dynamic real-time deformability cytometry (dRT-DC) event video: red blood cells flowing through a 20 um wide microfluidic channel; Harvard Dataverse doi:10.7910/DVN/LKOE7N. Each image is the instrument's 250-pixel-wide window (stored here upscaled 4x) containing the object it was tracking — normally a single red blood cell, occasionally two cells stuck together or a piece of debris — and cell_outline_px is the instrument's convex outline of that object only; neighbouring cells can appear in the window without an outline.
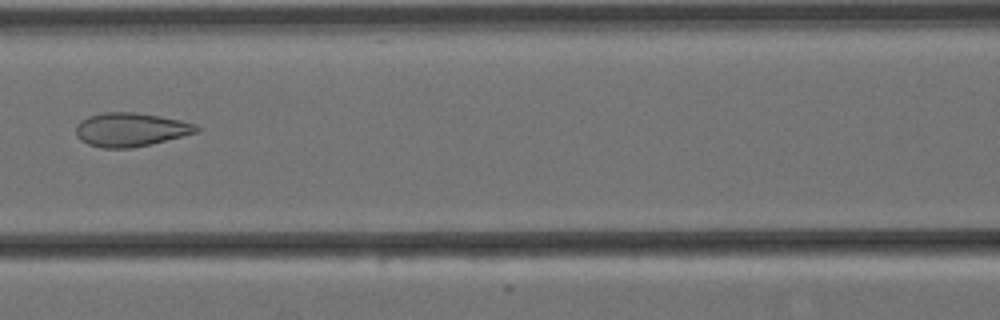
{"species": "Egyptian fruit bat (a non-hibernating species)", "species_latin": "Rousettus aegyptiacus", "temperature_condition": "cold", "stored_images_in_passage": 7, "camera_frame_rate_fps": 3000, "um_per_image_px": 0.085, "animal": {"sex": "female"}, "frame": {"image": 1, "passage_image": 6, "time_ms": 1.667, "image_size_px": [1000, 320], "cell_outline_px": [[200, 132], [152, 144], [132, 148], [104, 148], [88, 144], [80, 140], [76, 136], [76, 124], [80, 120], [88, 116], [100, 112], [136, 112], [160, 116], [180, 120], [196, 124], [200, 128]], "centroid_in_image_um": [11.11, 11.01], "position_along_channel_um": 155.5, "area_um2": 24.04}}
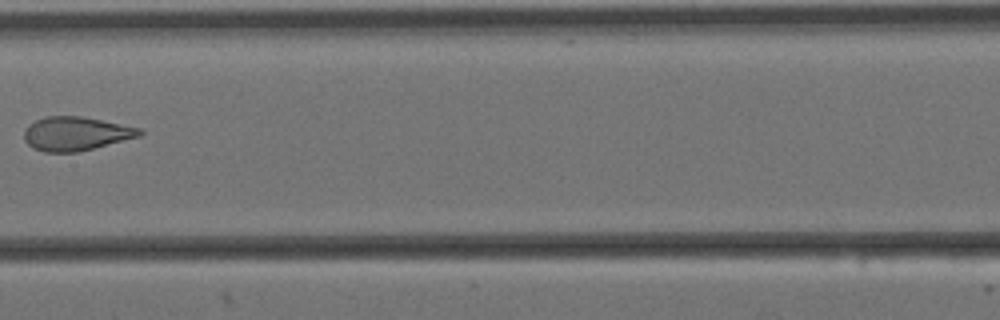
{"frame": {"image": 2, "passage_image": 7, "time_ms": 2.0, "image_size_px": [1000, 320], "cell_outline_px": [[144, 132], [140, 136], [76, 152], [44, 152], [32, 148], [24, 140], [24, 128], [28, 124], [36, 120], [48, 116], [80, 116], [140, 128]], "centroid_in_image_um": [6.39, 11.36], "position_along_channel_um": 201.0, "area_um2": 22.54}}